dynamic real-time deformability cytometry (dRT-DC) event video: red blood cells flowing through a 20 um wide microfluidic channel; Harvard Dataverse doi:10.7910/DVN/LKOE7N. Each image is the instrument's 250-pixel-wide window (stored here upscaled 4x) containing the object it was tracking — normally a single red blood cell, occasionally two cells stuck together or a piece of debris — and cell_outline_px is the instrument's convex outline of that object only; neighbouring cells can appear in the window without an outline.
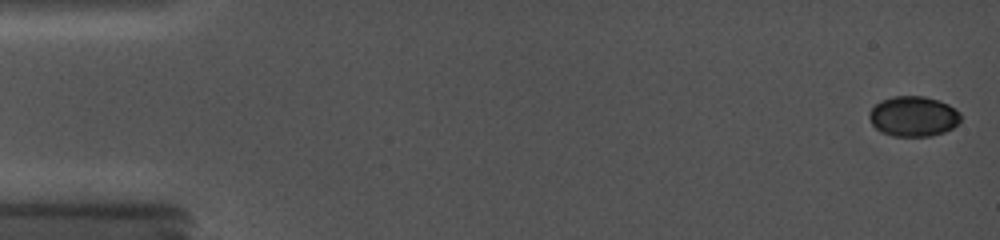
{"species": "common noctule bat (a hibernating species)", "species_latin": "Nyctalus noctula", "temperature_condition": "cold", "stored_images_in_passage": 21, "camera_frame_rate_fps": 5000, "um_per_image_px": 0.085, "animal": {"sex": "female", "body_mass_g": 19.0, "forearm_length_mm": 56.7}, "frame": {"image": 1, "passage_image": 1, "time_ms": 0.0, "image_size_px": [1000, 240], "cell_outline_px": [[960, 120], [952, 128], [944, 132], [932, 136], [892, 136], [880, 132], [872, 124], [868, 116], [872, 108], [880, 100], [892, 96], [924, 96], [940, 100], [948, 104], [960, 112]], "centroid_in_image_um": [77.62, 9.88], "position_along_channel_um": 7.4, "area_um2": 21.56}}
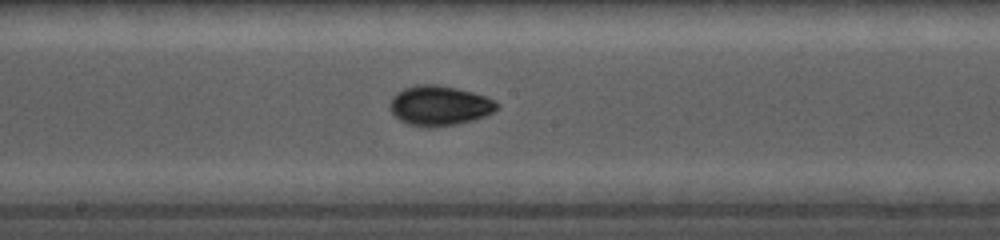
{"frame": {"image": 2, "passage_image": 14, "time_ms": 9.2, "image_size_px": [1000, 240], "cell_outline_px": [[500, 108], [484, 116], [472, 120], [456, 124], [432, 128], [428, 128], [408, 124], [400, 120], [388, 108], [388, 104], [392, 96], [396, 92], [404, 88], [420, 84], [436, 84], [456, 88], [472, 92], [496, 100], [500, 104]], "centroid_in_image_um": [37.34, 8.98], "position_along_channel_um": 210.9, "area_um2": 25.09}}
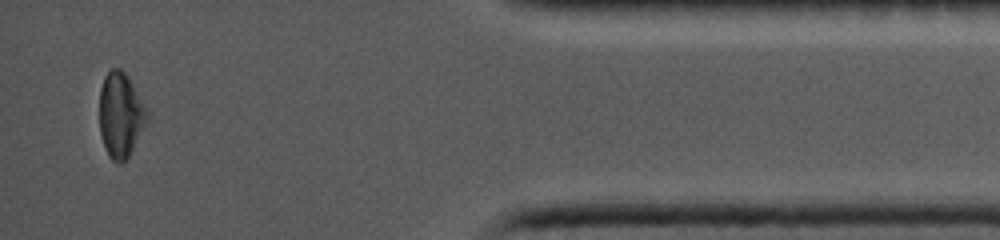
{"frame": {"image": 3, "passage_image": 21, "time_ms": 15.8, "image_size_px": [1000, 240], "cell_outline_px": [[148, 120], [128, 156], [120, 164], [112, 160], [108, 156], [104, 148], [100, 132], [100, 88], [104, 76], [112, 68], [120, 68], [128, 76], [148, 116]], "centroid_in_image_um": [10.21, 9.78], "position_along_channel_um": 425.0, "area_um2": 23.06}, "authors_computed_cell_mechanics": {"area_um2": 23.0622, "velocity_mm_per_s": 3.7949, "shape_relaxation_time_tau1_ms": null, "shape_relaxation_time_tau2_ms": 1.3904, "deformation_change_tau1": null, "deformation_change_tau2": 0.0399}}